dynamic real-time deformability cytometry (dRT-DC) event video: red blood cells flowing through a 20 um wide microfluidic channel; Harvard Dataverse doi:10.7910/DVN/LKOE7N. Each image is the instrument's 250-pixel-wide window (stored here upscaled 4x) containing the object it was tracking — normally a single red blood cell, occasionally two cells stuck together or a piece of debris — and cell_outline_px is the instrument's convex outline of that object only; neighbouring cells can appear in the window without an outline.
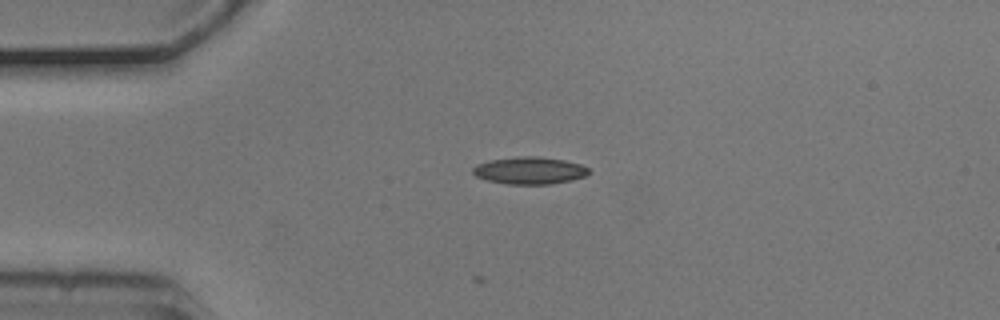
{"species": "common noctule bat (a hibernating species)", "species_latin": "Nyctalus noctula", "temperature_condition": "cold", "stored_images_in_passage": 5, "camera_frame_rate_fps": 3000, "um_per_image_px": 0.085, "animal": {"sex": "male", "body_mass_g": 20.5, "forearm_length_mm": 52.5}, "frame": {"image": 1, "passage_image": 2, "time_ms": 0.333, "image_size_px": [1000, 320], "cell_outline_px": [[592, 172], [584, 176], [572, 180], [552, 184], [508, 184], [488, 180], [476, 176], [472, 172], [472, 168], [476, 164], [488, 160], [516, 156], [536, 156], [564, 160], [580, 164], [588, 168]], "centroid_in_image_um": [45.01, 14.49], "position_along_channel_um": 40.0, "area_um2": 18.5}}
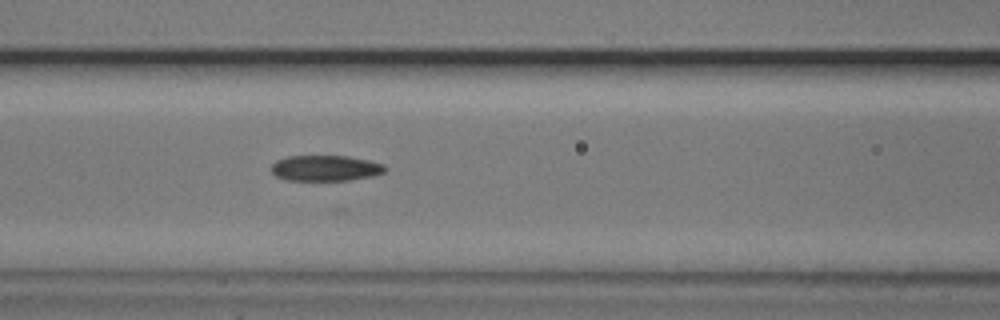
{"frame": {"image": 2, "passage_image": 5, "time_ms": 1.333, "image_size_px": [1000, 320], "cell_outline_px": [[388, 168], [384, 172], [372, 176], [348, 180], [288, 180], [276, 176], [272, 172], [272, 164], [276, 160], [288, 156], [348, 156], [368, 160], [384, 164]], "centroid_in_image_um": [27.68, 14.28], "position_along_channel_um": 138.9, "area_um2": 16.99}}